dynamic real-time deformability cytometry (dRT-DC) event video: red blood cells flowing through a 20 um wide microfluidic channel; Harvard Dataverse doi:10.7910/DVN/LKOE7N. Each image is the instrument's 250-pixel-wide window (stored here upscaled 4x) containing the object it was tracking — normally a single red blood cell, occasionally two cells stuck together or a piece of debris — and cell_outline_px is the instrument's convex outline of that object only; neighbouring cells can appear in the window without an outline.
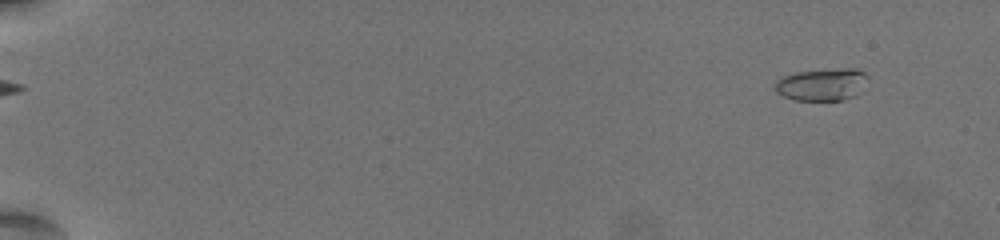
{"species": "common noctule bat (a hibernating species)", "species_latin": "Nyctalus noctula", "temperature_condition": "warm", "stored_images_in_passage": 54, "camera_frame_rate_fps": 3000, "um_per_image_px": 0.085, "animal": {"sex": "female", "body_mass_g": 19.5, "forearm_length_mm": 54.1}, "frame": {"image": 1, "passage_image": 1, "time_ms": 0.0, "image_size_px": [1000, 240], "cell_outline_px": [[868, 76], [864, 92], [856, 96], [844, 100], [792, 100], [776, 92], [776, 80], [784, 76], [796, 72], [844, 68], [856, 68], [864, 72]], "centroid_in_image_um": [69.95, 7.19], "position_along_channel_um": 15.1, "area_um2": 17.74}}
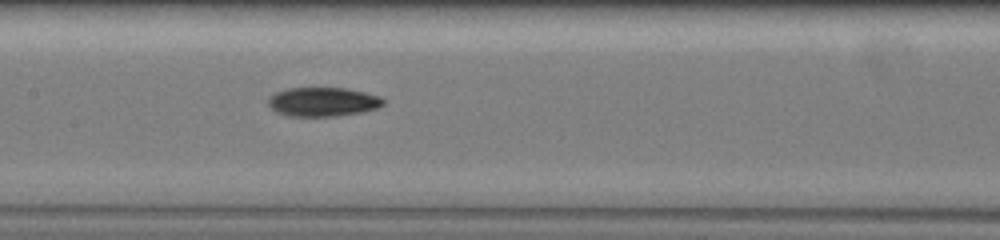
{"frame": {"image": 2, "passage_image": 30, "time_ms": 9.667, "image_size_px": [1000, 240], "cell_outline_px": [[384, 104], [376, 108], [364, 112], [336, 116], [288, 116], [276, 112], [268, 104], [268, 100], [276, 92], [288, 88], [344, 88], [364, 92], [380, 96], [384, 100]], "centroid_in_image_um": [27.46, 8.66], "position_along_channel_um": 179.9, "area_um2": 19.42}}
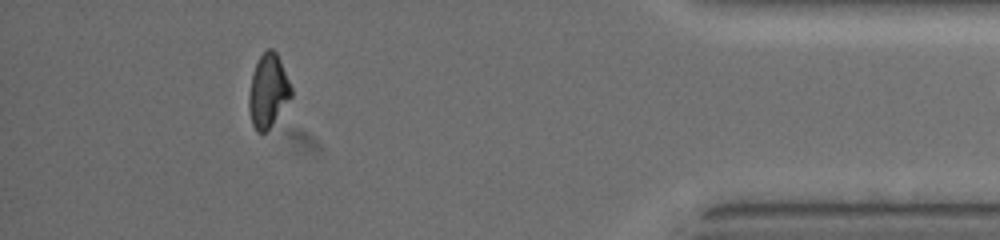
{"frame": {"image": 3, "passage_image": 53, "time_ms": 17.333, "image_size_px": [1000, 240], "cell_outline_px": [[292, 96], [272, 124], [264, 132], [256, 132], [252, 124], [248, 108], [248, 96], [252, 72], [260, 56], [268, 48], [272, 48], [276, 52], [280, 60], [292, 88]], "centroid_in_image_um": [22.77, 7.72], "position_along_channel_um": 412.4, "area_um2": 17.98}}